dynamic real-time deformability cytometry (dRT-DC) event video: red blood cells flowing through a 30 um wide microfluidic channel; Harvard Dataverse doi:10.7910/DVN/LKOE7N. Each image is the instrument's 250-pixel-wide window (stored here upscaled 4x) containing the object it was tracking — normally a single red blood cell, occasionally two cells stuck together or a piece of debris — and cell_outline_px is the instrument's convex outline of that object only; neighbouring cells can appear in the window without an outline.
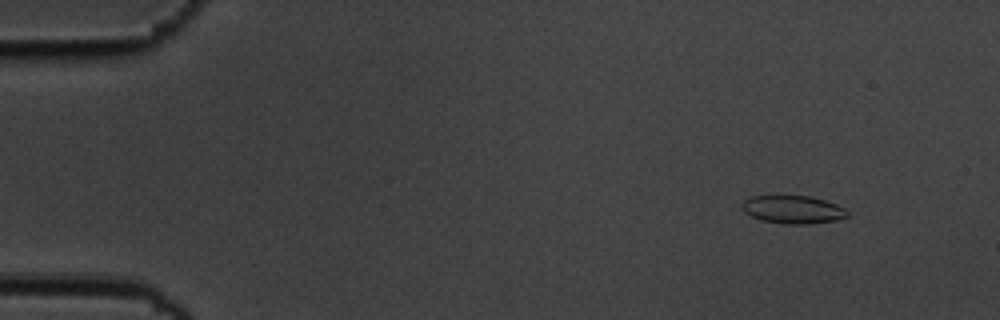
{"species": "common noctule bat (a hibernating species)", "species_latin": "Nyctalus noctula", "temperature_condition": "cold", "stored_images_in_passage": 8, "camera_frame_rate_fps": 3000, "um_per_image_px": 0.085, "animal": {"sex": "male", "body_mass_g": 19.5, "forearm_length_mm": 54.6}, "frame": {"image": 1, "passage_image": 2, "time_ms": 0.333, "image_size_px": [1000, 320], "cell_outline_px": [[848, 216], [836, 220], [808, 224], [784, 224], [760, 220], [744, 212], [740, 204], [744, 200], [752, 196], [808, 196], [824, 200], [836, 204], [844, 208], [848, 212]], "centroid_in_image_um": [67.37, 17.82], "position_along_channel_um": 17.6, "area_um2": 17.17}}
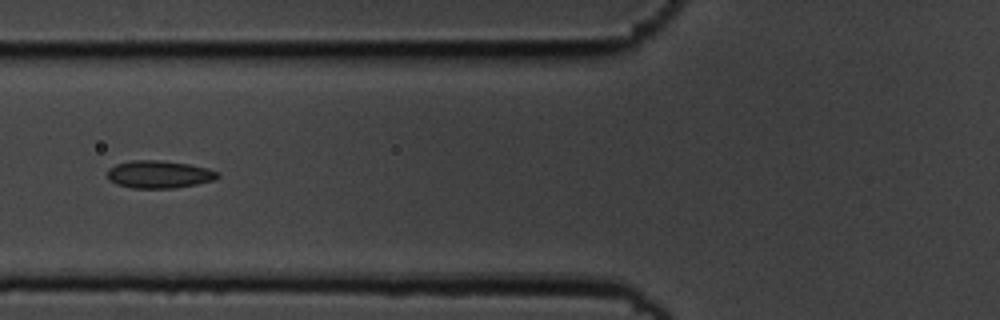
{"frame": {"image": 2, "passage_image": 6, "time_ms": 1.667, "image_size_px": [1000, 320], "cell_outline_px": [[220, 176], [216, 180], [196, 184], [172, 188], [132, 188], [116, 184], [108, 180], [108, 168], [116, 164], [132, 160], [160, 160], [188, 164], [208, 168], [220, 172]], "centroid_in_image_um": [13.53, 14.82], "position_along_channel_um": 112.3, "area_um2": 17.86}}
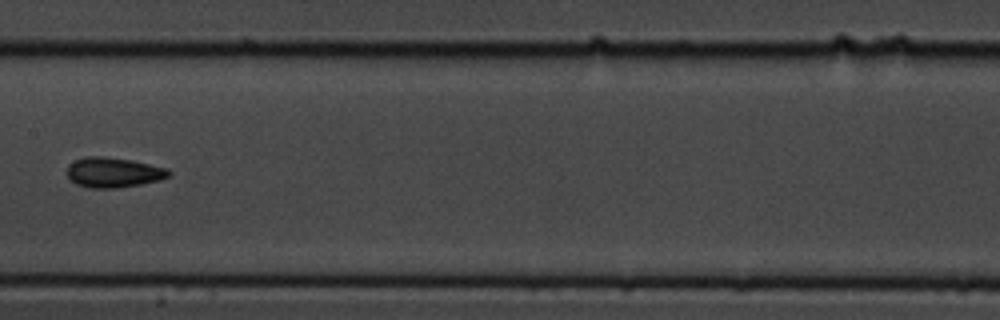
{"frame": {"image": 3, "passage_image": 8, "time_ms": 2.333, "image_size_px": [1000, 320], "cell_outline_px": [[172, 172], [168, 176], [160, 180], [140, 184], [116, 188], [88, 188], [76, 184], [68, 176], [68, 164], [72, 160], [84, 156], [104, 156], [132, 160], [168, 168]], "centroid_in_image_um": [9.63, 14.64], "position_along_channel_um": 197.8, "area_um2": 17.98}}